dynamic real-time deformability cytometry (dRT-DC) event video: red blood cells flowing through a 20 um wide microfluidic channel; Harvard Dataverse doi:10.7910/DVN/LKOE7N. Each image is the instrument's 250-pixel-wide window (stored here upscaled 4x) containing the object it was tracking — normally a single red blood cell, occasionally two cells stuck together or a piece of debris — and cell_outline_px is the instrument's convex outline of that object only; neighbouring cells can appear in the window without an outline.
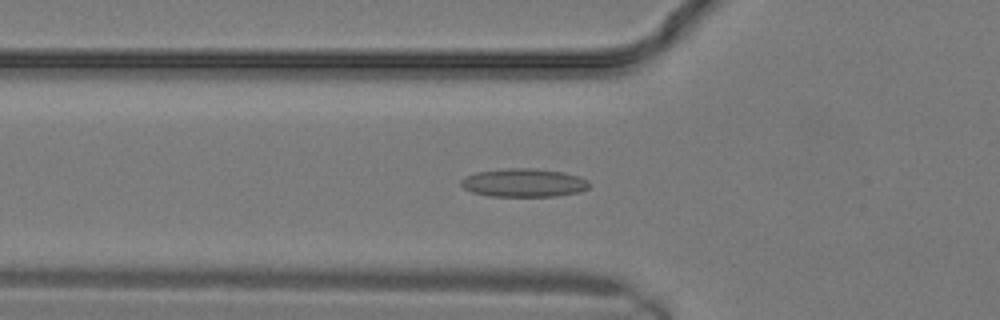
{"species": "common noctule bat (a hibernating species)", "species_latin": "Nyctalus noctula", "temperature_condition": "warm", "stored_images_in_passage": 13, "camera_frame_rate_fps": 3000, "um_per_image_px": 0.085, "animal": {"sex": "male", "body_mass_g": 19.2, "forearm_length_mm": 51.8}, "frame": {"image": 1, "passage_image": 3, "time_ms": 0.667, "image_size_px": [1000, 320], "cell_outline_px": [[592, 184], [588, 188], [580, 192], [556, 196], [488, 196], [472, 192], [464, 188], [460, 184], [460, 180], [464, 176], [476, 172], [508, 168], [536, 168], [564, 172], [588, 180]], "centroid_in_image_um": [44.52, 15.53], "position_along_channel_um": 81.3, "area_um2": 21.39}}
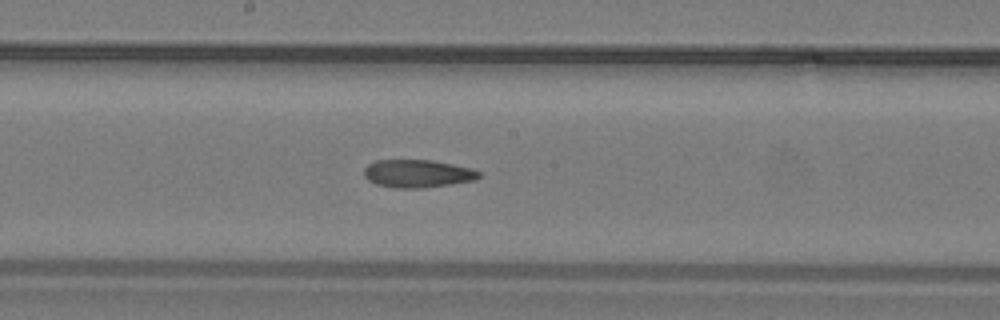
{"frame": {"image": 2, "passage_image": 8, "time_ms": 2.333, "image_size_px": [1000, 320], "cell_outline_px": [[480, 176], [476, 180], [420, 188], [396, 188], [376, 184], [368, 180], [364, 176], [364, 168], [368, 164], [376, 160], [432, 160], [472, 168], [480, 172]], "centroid_in_image_um": [35.48, 14.75], "position_along_channel_um": 212.7, "area_um2": 18.61}}
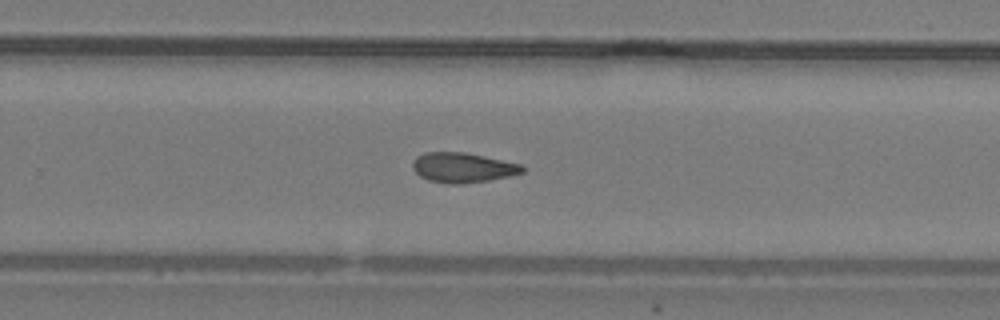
{"frame": {"image": 3, "passage_image": 11, "time_ms": 3.333, "image_size_px": [1000, 320], "cell_outline_px": [[528, 168], [524, 172], [508, 176], [488, 180], [460, 184], [452, 184], [428, 180], [420, 176], [412, 168], [412, 164], [416, 156], [424, 152], [464, 152], [524, 164]], "centroid_in_image_um": [39.37, 14.23], "position_along_channel_um": 290.4, "area_um2": 19.25}}